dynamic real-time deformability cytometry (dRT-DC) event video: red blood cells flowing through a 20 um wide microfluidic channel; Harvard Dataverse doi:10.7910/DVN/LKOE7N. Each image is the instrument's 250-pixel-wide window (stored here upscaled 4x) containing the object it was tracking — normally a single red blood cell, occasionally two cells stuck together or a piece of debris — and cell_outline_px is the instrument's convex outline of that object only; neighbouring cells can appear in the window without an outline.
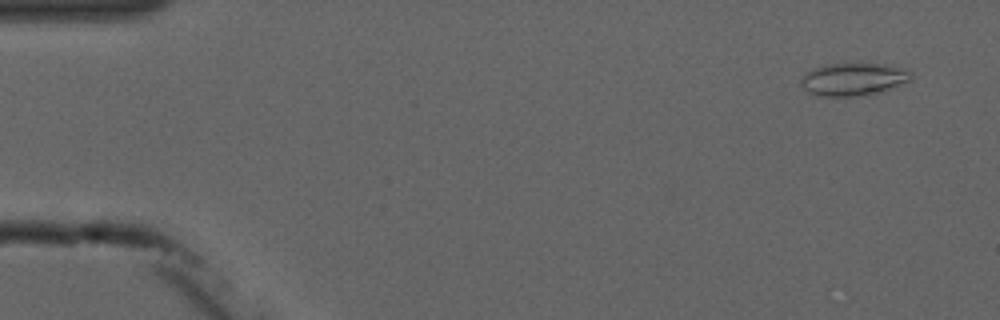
{"species": "common noctule bat (a hibernating species)", "species_latin": "Nyctalus noctula", "temperature_condition": "cold", "stored_images_in_passage": 7, "camera_frame_rate_fps": 3000, "um_per_image_px": 0.085, "animal": {"sex": "male", "forearm_length_mm": 52.5}, "frame": {"image": 1, "passage_image": 1, "time_ms": 0.0, "image_size_px": [1000, 320], "cell_outline_px": [[912, 80], [868, 96], [824, 96], [808, 92], [800, 84], [800, 80], [808, 72], [824, 64], [884, 64], [904, 68], [912, 72]], "centroid_in_image_um": [72.58, 6.74], "position_along_channel_um": 12.4, "area_um2": 20.87}}
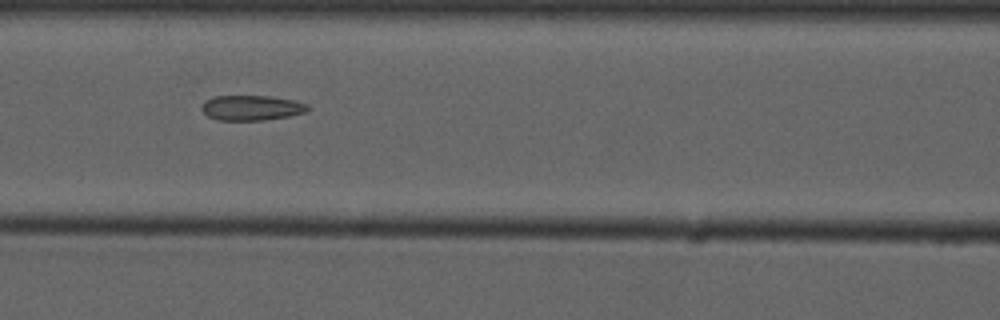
{"frame": {"image": 2, "passage_image": 6, "time_ms": 6.667, "image_size_px": [1000, 320], "cell_outline_px": [[308, 112], [288, 116], [264, 120], [216, 120], [208, 116], [200, 108], [200, 104], [204, 100], [212, 96], [268, 96], [292, 100], [308, 104]], "centroid_in_image_um": [21.33, 9.16], "position_along_channel_um": 145.3, "area_um2": 15.61}}
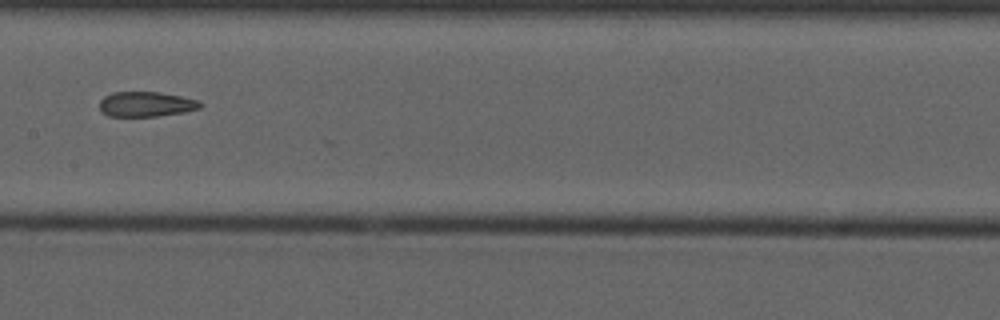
{"frame": {"image": 3, "passage_image": 7, "time_ms": 8.0, "image_size_px": [1000, 320], "cell_outline_px": [[204, 104], [200, 108], [184, 112], [156, 116], [108, 116], [100, 112], [100, 100], [104, 96], [112, 92], [160, 92], [200, 100]], "centroid_in_image_um": [12.42, 8.85], "position_along_channel_um": 195.0, "area_um2": 14.8}}